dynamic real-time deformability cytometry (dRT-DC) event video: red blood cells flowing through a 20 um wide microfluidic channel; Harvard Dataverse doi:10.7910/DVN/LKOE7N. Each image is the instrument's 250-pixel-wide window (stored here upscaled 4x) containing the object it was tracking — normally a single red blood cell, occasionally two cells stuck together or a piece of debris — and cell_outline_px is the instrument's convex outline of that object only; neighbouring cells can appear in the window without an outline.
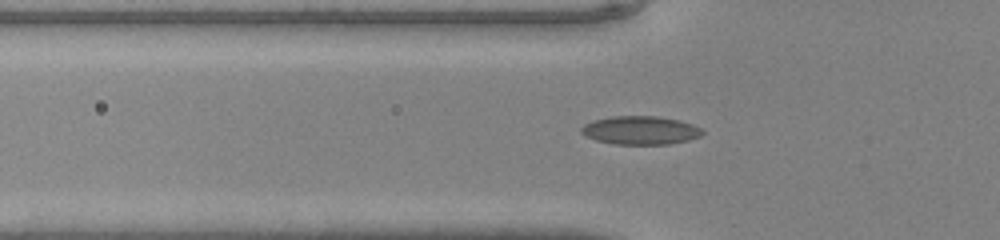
{"species": "common noctule bat (a hibernating species)", "species_latin": "Nyctalus noctula", "temperature_condition": "warm", "stored_images_in_passage": 33, "camera_frame_rate_fps": 3000, "um_per_image_px": 0.085, "animal": {"sex": "male", "body_mass_g": 20.0, "forearm_length_mm": 53.3}, "frame": {"image": 1, "passage_image": 6, "time_ms": 1.667, "image_size_px": [1000, 240], "cell_outline_px": [[704, 132], [700, 136], [688, 140], [668, 144], [612, 144], [596, 140], [580, 132], [580, 128], [584, 124], [596, 120], [612, 116], [656, 116], [676, 120], [692, 124], [700, 128]], "centroid_in_image_um": [54.42, 11.08], "position_along_channel_um": 71.4, "area_um2": 19.83}}
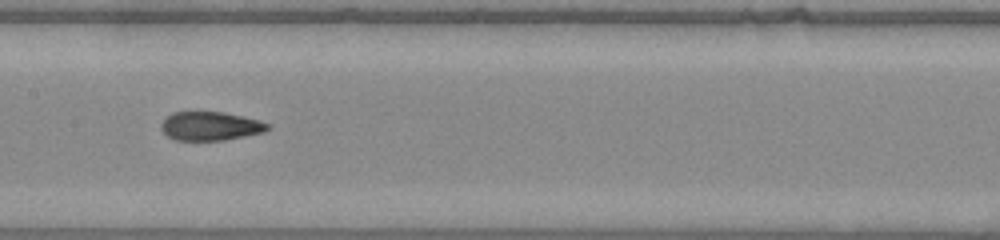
{"frame": {"image": 2, "passage_image": 14, "time_ms": 4.333, "image_size_px": [1000, 240], "cell_outline_px": [[272, 128], [264, 132], [224, 140], [176, 140], [168, 136], [160, 128], [160, 124], [172, 112], [196, 108], [224, 112], [244, 116], [260, 120], [268, 124]], "centroid_in_image_um": [17.86, 10.66], "position_along_channel_um": 189.5, "area_um2": 18.61}}
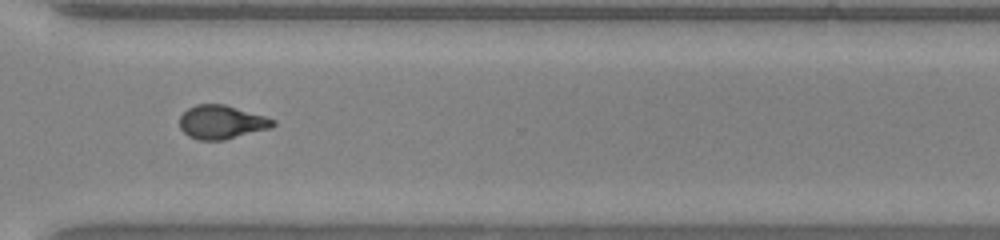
{"frame": {"image": 3, "passage_image": 25, "time_ms": 8.0, "image_size_px": [1000, 240], "cell_outline_px": [[276, 124], [272, 128], [224, 140], [200, 140], [188, 136], [180, 128], [180, 116], [188, 108], [196, 104], [224, 104], [264, 116], [276, 120]], "centroid_in_image_um": [18.84, 10.38], "position_along_channel_um": 351.8, "area_um2": 18.32}}